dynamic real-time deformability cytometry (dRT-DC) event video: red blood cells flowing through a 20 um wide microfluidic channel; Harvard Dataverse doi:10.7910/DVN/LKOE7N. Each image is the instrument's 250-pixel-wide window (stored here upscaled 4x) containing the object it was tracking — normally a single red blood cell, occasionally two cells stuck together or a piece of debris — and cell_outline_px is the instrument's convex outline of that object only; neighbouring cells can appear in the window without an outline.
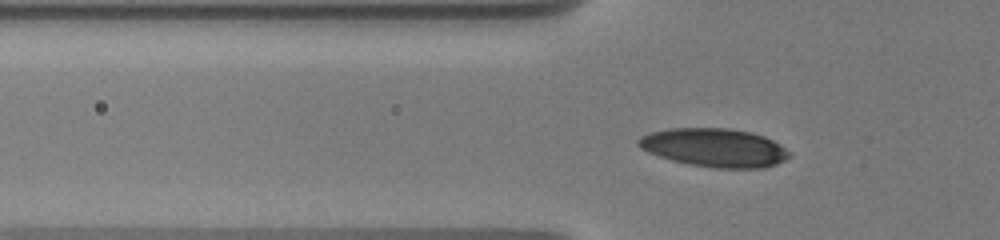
{"species": "human", "species_latin": "Homo sapiens", "temperature_condition": "warm", "stored_images_in_passage": 42, "camera_frame_rate_fps": 3000, "um_per_image_px": 0.085, "donor": {"sex": "male"}, "frame": {"image": 1, "passage_image": 7, "time_ms": 1.333, "image_size_px": [1000, 240], "cell_outline_px": [[792, 156], [776, 164], [764, 168], [712, 168], [688, 164], [672, 160], [648, 152], [640, 148], [636, 144], [636, 140], [640, 136], [652, 132], [668, 128], [728, 128], [748, 132], [764, 136], [772, 140], [784, 148]], "centroid_in_image_um": [60.69, 12.55], "position_along_channel_um": 65.1, "area_um2": 33.81}}
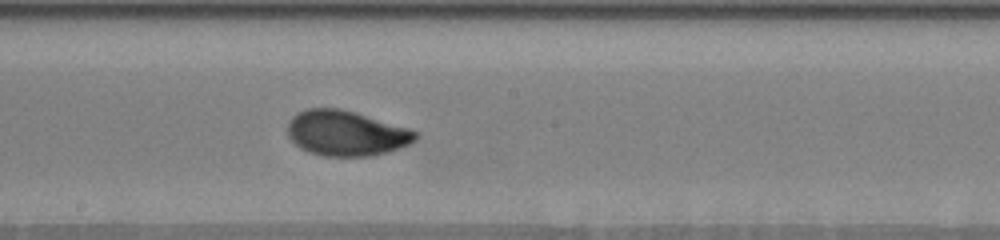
{"frame": {"image": 2, "passage_image": 25, "time_ms": 5.667, "image_size_px": [1000, 240], "cell_outline_px": [[416, 140], [408, 144], [372, 156], [324, 156], [308, 152], [300, 148], [288, 136], [288, 120], [296, 112], [308, 108], [340, 108], [356, 112], [408, 128], [416, 132]], "centroid_in_image_um": [29.36, 11.31], "position_along_channel_um": 218.8, "area_um2": 33.58}}
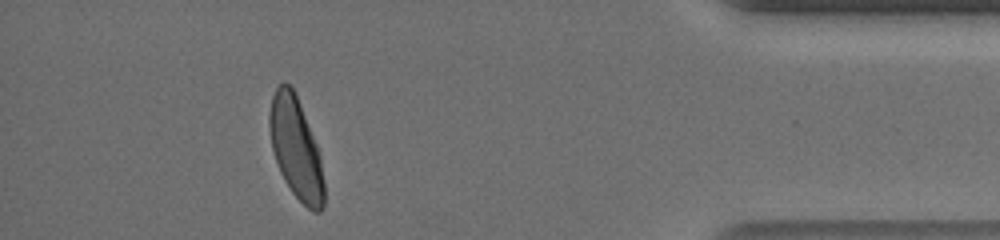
{"frame": {"image": 3, "passage_image": 41, "time_ms": 12.0, "image_size_px": [1000, 240], "cell_outline_px": [[324, 208], [320, 212], [312, 212], [292, 192], [284, 180], [280, 172], [272, 148], [268, 124], [268, 116], [272, 96], [276, 88], [284, 80], [296, 92], [316, 144], [320, 156], [324, 184]], "centroid_in_image_um": [25.14, 12.59], "position_along_channel_um": 410.1, "area_um2": 32.19}}